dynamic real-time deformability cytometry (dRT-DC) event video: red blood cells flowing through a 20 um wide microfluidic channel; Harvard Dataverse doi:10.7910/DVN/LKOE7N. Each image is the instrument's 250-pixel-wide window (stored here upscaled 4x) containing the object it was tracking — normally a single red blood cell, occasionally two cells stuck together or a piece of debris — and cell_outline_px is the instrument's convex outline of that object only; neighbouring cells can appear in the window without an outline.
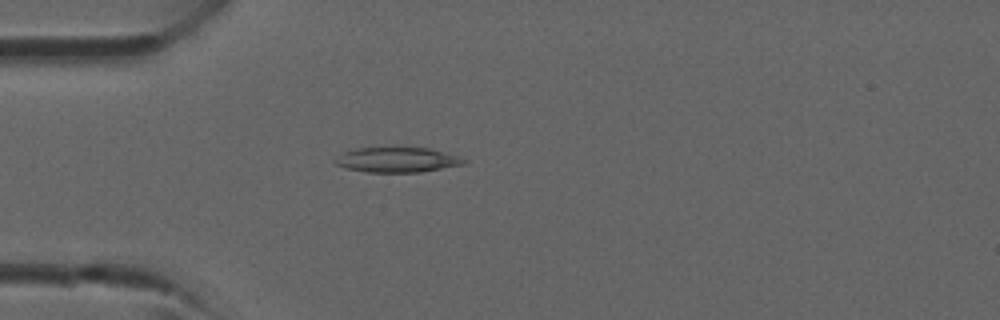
{"species": "common noctule bat (a hibernating species)", "species_latin": "Nyctalus noctula", "temperature_condition": "room temperature", "stored_images_in_passage": 39, "camera_frame_rate_fps": 3000, "um_per_image_px": 0.085, "animal": {"sex": "male", "forearm_length_mm": 52.5}, "frame": {"image": 1, "passage_image": 10, "time_ms": 3.0, "image_size_px": [1000, 320], "cell_outline_px": [[468, 164], [420, 172], [368, 172], [344, 168], [336, 164], [332, 160], [344, 152], [356, 148], [428, 148], [460, 156], [468, 160]], "centroid_in_image_um": [33.79, 13.59], "position_along_channel_um": 51.2, "area_um2": 18.84}}
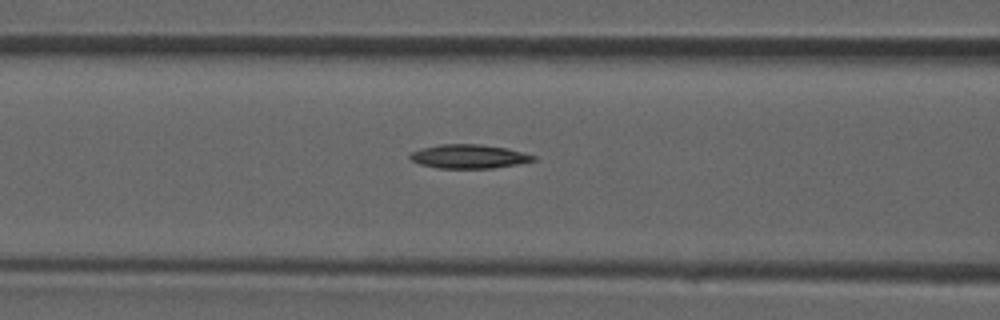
{"frame": {"image": 2, "passage_image": 15, "time_ms": 4.667, "image_size_px": [1000, 320], "cell_outline_px": [[536, 160], [516, 164], [492, 168], [436, 168], [420, 164], [412, 160], [408, 156], [412, 152], [420, 148], [440, 144], [480, 144], [508, 148], [536, 156]], "centroid_in_image_um": [39.84, 13.29], "position_along_channel_um": 126.8, "area_um2": 17.17}}
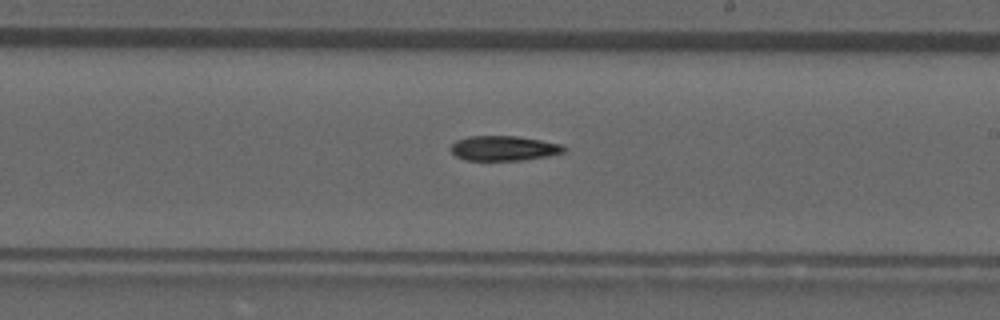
{"frame": {"image": 3, "passage_image": 22, "time_ms": 7.0, "image_size_px": [1000, 320], "cell_outline_px": [[568, 148], [564, 152], [548, 156], [520, 160], [464, 160], [456, 156], [452, 152], [452, 144], [456, 140], [468, 136], [516, 136], [564, 144]], "centroid_in_image_um": [42.86, 12.6], "position_along_channel_um": 246.1, "area_um2": 16.42}}